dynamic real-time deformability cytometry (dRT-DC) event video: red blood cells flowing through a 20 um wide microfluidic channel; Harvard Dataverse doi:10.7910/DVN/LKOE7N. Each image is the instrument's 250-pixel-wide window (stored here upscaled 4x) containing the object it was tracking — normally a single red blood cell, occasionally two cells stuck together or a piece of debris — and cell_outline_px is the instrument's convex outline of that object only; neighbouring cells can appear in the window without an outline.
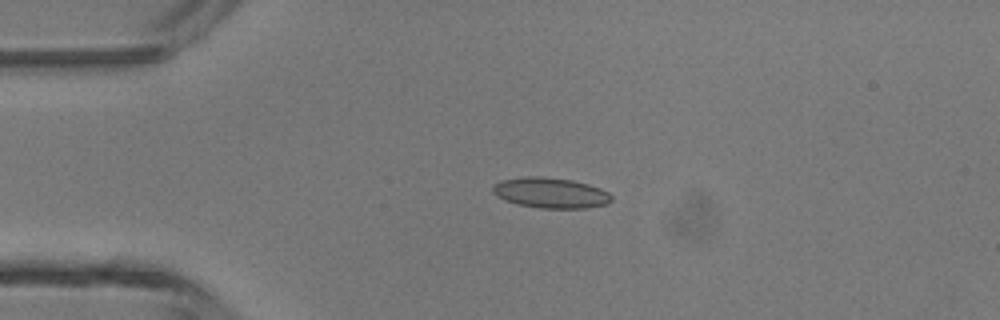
{"species": "common noctule bat (a hibernating species)", "species_latin": "Nyctalus noctula", "temperature_condition": "room temperature", "stored_images_in_passage": 3, "camera_frame_rate_fps": 3000, "um_per_image_px": 0.085, "animal": {"sex": "male", "body_mass_g": 13.3}, "frame": {"image": 1, "passage_image": 3, "time_ms": 0.667, "image_size_px": [1000, 320], "cell_outline_px": [[612, 200], [608, 204], [588, 208], [540, 208], [520, 204], [504, 200], [496, 196], [492, 192], [492, 188], [500, 180], [528, 176], [540, 176], [572, 180], [588, 184], [600, 188], [608, 192], [612, 196]], "centroid_in_image_um": [46.82, 16.39], "position_along_channel_um": 38.2, "area_um2": 21.1}}